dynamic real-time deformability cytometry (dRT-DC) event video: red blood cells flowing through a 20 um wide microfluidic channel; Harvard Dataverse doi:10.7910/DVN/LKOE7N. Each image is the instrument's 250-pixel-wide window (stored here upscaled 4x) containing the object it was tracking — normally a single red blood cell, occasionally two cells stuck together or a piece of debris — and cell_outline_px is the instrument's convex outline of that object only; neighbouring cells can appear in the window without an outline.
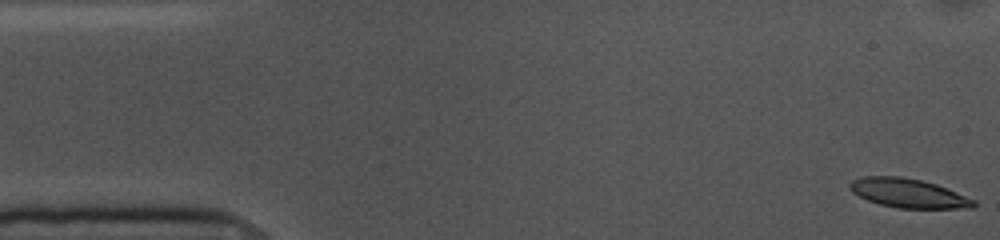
{"species": "common noctule bat (a hibernating species)", "species_latin": "Nyctalus noctula", "temperature_condition": "cold", "stored_images_in_passage": 54, "camera_frame_rate_fps": 3000, "um_per_image_px": 0.085, "animal": {"sex": "female", "body_mass_g": 10.0, "forearm_length_mm": 53.1}, "frame": {"image": 1, "passage_image": 1, "time_ms": 0.0, "image_size_px": [1000, 240], "cell_outline_px": [[976, 204], [972, 208], [896, 208], [880, 204], [868, 200], [852, 192], [848, 188], [848, 184], [852, 180], [864, 176], [900, 176], [920, 180], [936, 184], [976, 200]], "centroid_in_image_um": [77.19, 16.42], "position_along_channel_um": 7.8, "area_um2": 20.92}}
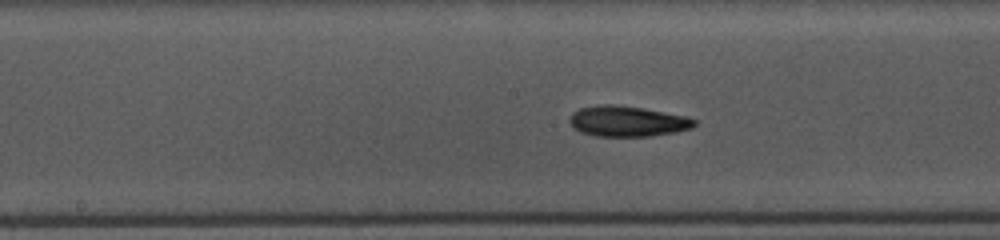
{"frame": {"image": 2, "passage_image": 26, "time_ms": 8.333, "image_size_px": [1000, 240], "cell_outline_px": [[696, 124], [692, 128], [676, 132], [648, 136], [596, 136], [580, 132], [572, 128], [568, 120], [572, 112], [580, 108], [604, 104], [616, 104], [644, 108], [684, 116], [696, 120]], "centroid_in_image_um": [53.29, 10.3], "position_along_channel_um": 194.9, "area_um2": 22.31}}
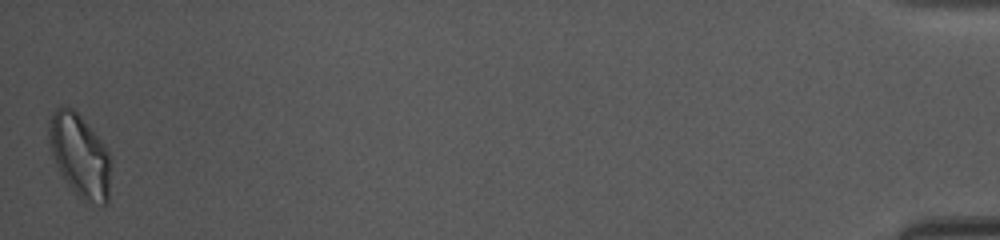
{"frame": {"image": 3, "passage_image": 54, "time_ms": 17.667, "image_size_px": [1000, 240], "cell_outline_px": [[112, 164], [108, 204], [100, 204], [84, 200], [68, 184], [60, 172], [56, 164], [48, 140], [48, 120], [52, 112], [60, 104], [64, 104], [72, 108], [80, 116], [100, 140], [108, 152], [112, 160]], "centroid_in_image_um": [6.79, 13.19], "position_along_channel_um": 428.4, "area_um2": 29.94}, "authors_computed_cell_mechanics": {"area_um2": 21.6461, "velocity_mm_per_s": 3.5814, "shape_relaxation_time_tau1_ms": 6.4299, "shape_relaxation_time_tau2_ms": 6.7211, "deformation_change_tau1": 0.1427, "deformation_change_tau2": 0.1418}}